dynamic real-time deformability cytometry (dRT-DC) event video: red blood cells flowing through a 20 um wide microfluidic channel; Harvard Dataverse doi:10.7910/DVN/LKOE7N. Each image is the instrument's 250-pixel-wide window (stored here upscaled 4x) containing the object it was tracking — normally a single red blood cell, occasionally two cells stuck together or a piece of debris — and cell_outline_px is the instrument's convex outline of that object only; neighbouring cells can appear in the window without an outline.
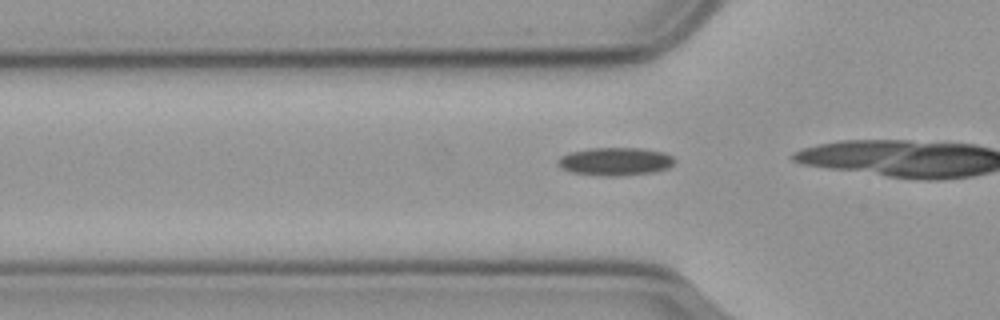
{"species": "common noctule bat (a hibernating species)", "species_latin": "Nyctalus noctula", "temperature_condition": "cold", "stored_images_in_passage": 12, "camera_frame_rate_fps": 3000, "um_per_image_px": 0.085, "animal": {"sex": "male", "body_mass_g": 23.1, "forearm_length_mm": 52.7}, "frame": {"image": 1, "passage_image": 6, "time_ms": 1.667, "image_size_px": [1000, 320], "cell_outline_px": [[676, 160], [668, 168], [652, 172], [616, 176], [604, 176], [572, 172], [560, 168], [556, 164], [556, 160], [560, 156], [568, 152], [588, 148], [644, 148], [664, 152], [672, 156]], "centroid_in_image_um": [52.25, 13.71], "position_along_channel_um": 73.5, "area_um2": 19.25}}